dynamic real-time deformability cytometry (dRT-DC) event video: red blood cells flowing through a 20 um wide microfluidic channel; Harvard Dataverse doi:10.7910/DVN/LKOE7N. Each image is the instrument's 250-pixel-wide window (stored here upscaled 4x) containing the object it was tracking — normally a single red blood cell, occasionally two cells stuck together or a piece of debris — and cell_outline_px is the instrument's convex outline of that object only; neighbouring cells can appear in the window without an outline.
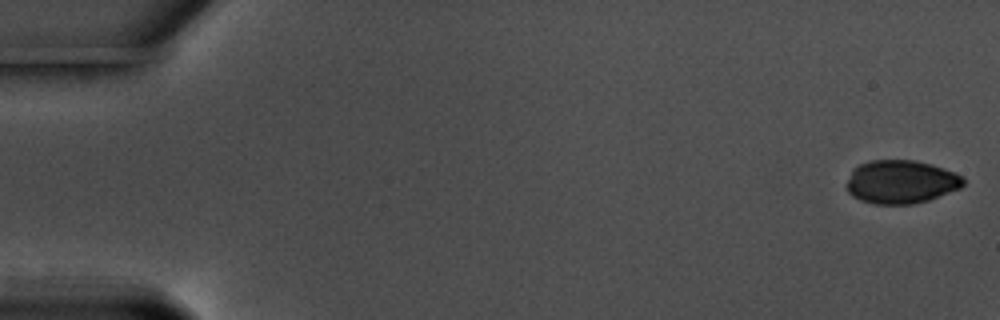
{"species": "common noctule bat (a hibernating species)", "species_latin": "Nyctalus noctula", "temperature_condition": "warm", "stored_images_in_passage": 14, "camera_frame_rate_fps": 3000, "um_per_image_px": 0.085, "animal": {"sex": "male", "body_mass_g": 17.5, "forearm_length_mm": 52.3}, "frame": {"image": 1, "passage_image": 1, "time_ms": 0.0, "image_size_px": [1000, 320], "cell_outline_px": [[964, 184], [960, 188], [928, 200], [912, 204], [876, 204], [860, 200], [852, 196], [848, 192], [848, 180], [852, 168], [860, 164], [872, 160], [912, 160], [932, 164], [956, 172], [964, 176]], "centroid_in_image_um": [76.6, 15.45], "position_along_channel_um": 8.4, "area_um2": 29.54}}